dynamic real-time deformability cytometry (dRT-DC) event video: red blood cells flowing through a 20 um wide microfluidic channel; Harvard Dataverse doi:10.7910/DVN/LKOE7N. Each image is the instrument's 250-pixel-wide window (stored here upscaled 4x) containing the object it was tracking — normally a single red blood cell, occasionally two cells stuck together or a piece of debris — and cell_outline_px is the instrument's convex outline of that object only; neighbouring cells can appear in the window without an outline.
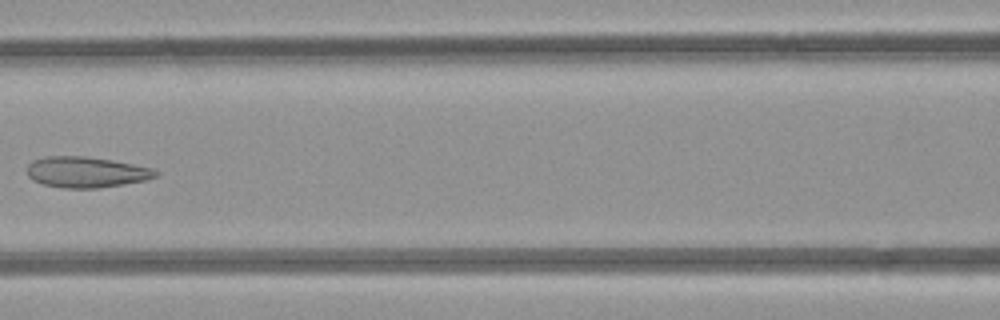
{"species": "common noctule bat (a hibernating species)", "species_latin": "Nyctalus noctula", "temperature_condition": "room temperature", "stored_images_in_passage": 6, "camera_frame_rate_fps": 3000, "um_per_image_px": 0.085, "animal": {"sex": "female", "body_mass_g": 21.9}, "frame": {"image": 1, "passage_image": 5, "time_ms": 5.667, "image_size_px": [1000, 320], "cell_outline_px": [[160, 172], [156, 176], [148, 180], [100, 188], [64, 188], [44, 184], [32, 180], [28, 176], [28, 164], [32, 160], [44, 156], [84, 156], [112, 160], [152, 168]], "centroid_in_image_um": [7.33, 14.63], "position_along_channel_um": 159.3, "area_um2": 23.18}}
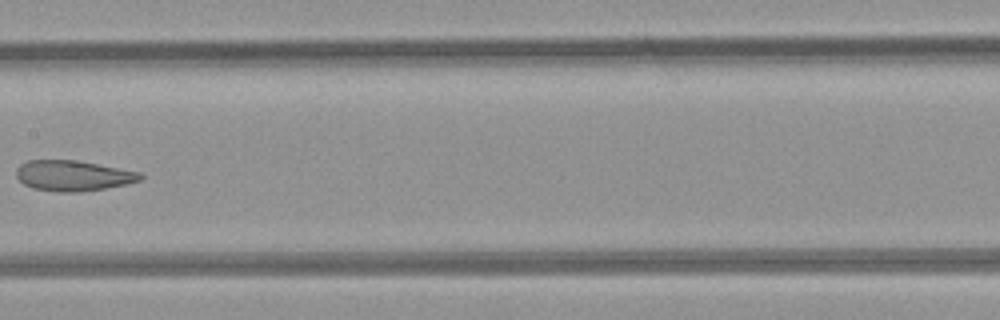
{"frame": {"image": 2, "passage_image": 6, "time_ms": 6.667, "image_size_px": [1000, 320], "cell_outline_px": [[144, 180], [128, 184], [80, 192], [60, 192], [32, 188], [24, 184], [16, 176], [16, 168], [20, 164], [28, 160], [76, 160], [140, 172], [144, 176]], "centroid_in_image_um": [6.23, 14.93], "position_along_channel_um": 201.2, "area_um2": 22.14}}